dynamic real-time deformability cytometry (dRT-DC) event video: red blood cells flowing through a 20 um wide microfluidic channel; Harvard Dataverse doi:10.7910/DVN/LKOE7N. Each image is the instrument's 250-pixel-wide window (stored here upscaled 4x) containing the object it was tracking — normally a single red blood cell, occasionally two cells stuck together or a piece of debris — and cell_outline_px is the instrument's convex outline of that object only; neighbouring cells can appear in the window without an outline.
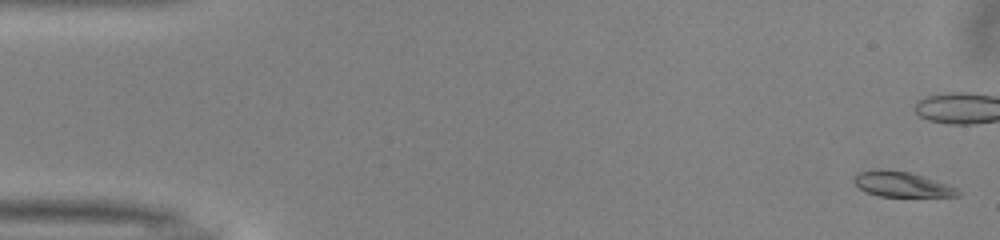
{"species": "common noctule bat (a hibernating species)", "species_latin": "Nyctalus noctula", "temperature_condition": "warm", "stored_images_in_passage": 51, "camera_frame_rate_fps": 3000, "um_per_image_px": 0.085, "animal": {"sex": "male", "body_mass_g": 13.0, "forearm_length_mm": 53.1}, "frame": {"image": 1, "passage_image": 1, "time_ms": 0.0, "image_size_px": [1000, 240], "cell_outline_px": [[960, 196], [880, 196], [868, 192], [860, 188], [852, 180], [852, 176], [860, 172], [908, 172], [936, 180], [948, 184], [956, 188], [960, 192]], "centroid_in_image_um": [76.71, 15.71], "position_along_channel_um": 8.3, "area_um2": 14.39}, "authors_computed_cell_mechanics": {"area_um2": 15.2014, "velocity_mm_per_s": 4.0276, "shape_relaxation_time_tau1_ms": 6.8027, "shape_relaxation_time_tau2_ms": 10.0355, "deformation_change_tau1": 0.1662, "deformation_change_tau2": 0.1539}}